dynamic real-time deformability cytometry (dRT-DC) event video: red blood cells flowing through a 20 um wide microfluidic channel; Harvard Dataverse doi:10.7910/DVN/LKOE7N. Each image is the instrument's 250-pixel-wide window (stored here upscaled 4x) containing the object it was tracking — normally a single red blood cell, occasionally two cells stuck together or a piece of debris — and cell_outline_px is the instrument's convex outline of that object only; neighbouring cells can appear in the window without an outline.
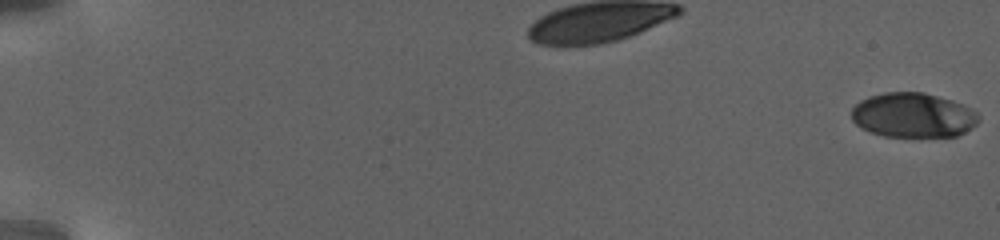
{"species": "human", "species_latin": "Homo sapiens", "temperature_condition": "warm", "stored_images_in_passage": 60, "camera_frame_rate_fps": 3000, "um_per_image_px": 0.085, "donor": {"sex": "female"}, "frame": {"image": 1, "passage_image": 1, "time_ms": 0.0, "image_size_px": [1000, 240], "cell_outline_px": [[980, 120], [976, 124], [964, 132], [956, 136], [884, 136], [872, 132], [856, 124], [852, 120], [852, 108], [860, 100], [868, 96], [884, 92], [924, 92], [960, 104], [976, 112], [980, 116]], "centroid_in_image_um": [77.59, 9.78], "position_along_channel_um": 7.4, "area_um2": 32.66}}
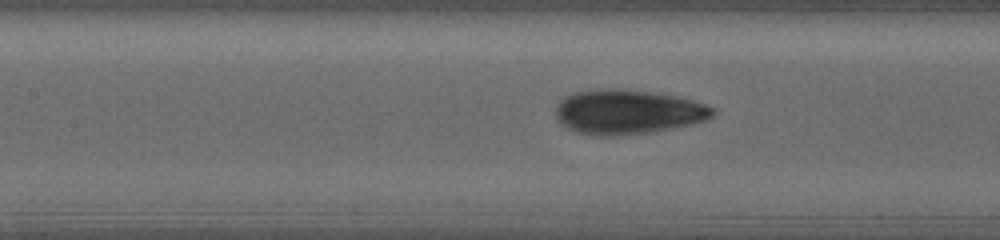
{"frame": {"image": 2, "passage_image": 31, "time_ms": 12.667, "image_size_px": [1000, 240], "cell_outline_px": [[716, 112], [712, 116], [704, 120], [692, 124], [648, 132], [576, 132], [568, 128], [556, 116], [556, 108], [560, 100], [564, 96], [572, 92], [600, 88], [616, 88], [652, 92], [676, 96], [692, 100], [716, 108]], "centroid_in_image_um": [53.39, 9.44], "position_along_channel_um": 154.0, "area_um2": 39.42}}
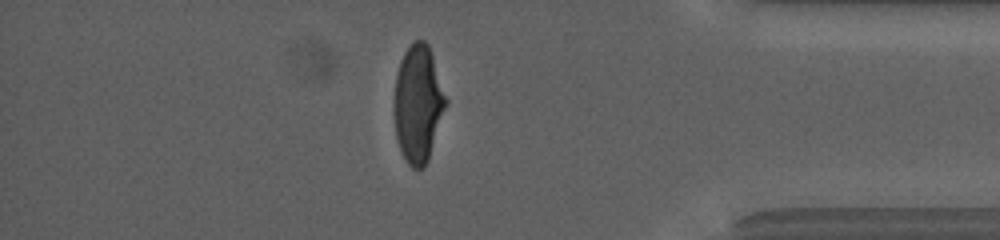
{"frame": {"image": 3, "passage_image": 53, "time_ms": 22.333, "image_size_px": [1000, 240], "cell_outline_px": [[448, 100], [428, 160], [424, 168], [412, 168], [404, 160], [400, 152], [396, 140], [396, 72], [400, 60], [404, 52], [416, 40], [424, 40], [428, 44]], "centroid_in_image_um": [35.55, 8.84], "position_along_channel_um": 399.6, "area_um2": 34.85}, "authors_computed_cell_mechanics": {"area_um2": 36.0672, "velocity_mm_per_s": 2.7921, "shape_relaxation_time_tau1_ms": 5.9209, "shape_relaxation_time_tau2_ms": 0.9667, "deformation_change_tau1": 0.2231, "deformation_change_tau2": 0.0716}}